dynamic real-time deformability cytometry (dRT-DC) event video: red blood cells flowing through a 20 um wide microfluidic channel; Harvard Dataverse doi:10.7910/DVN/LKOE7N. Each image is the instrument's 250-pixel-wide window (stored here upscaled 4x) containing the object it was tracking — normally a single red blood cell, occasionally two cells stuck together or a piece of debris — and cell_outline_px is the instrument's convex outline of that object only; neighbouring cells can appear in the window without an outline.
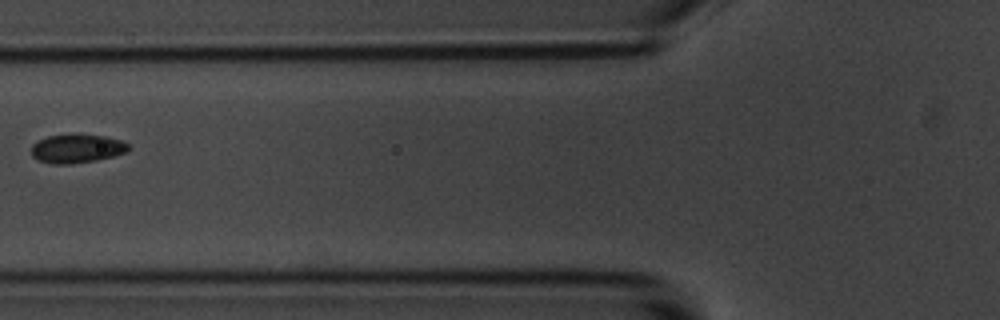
{"species": "common noctule bat (a hibernating species)", "species_latin": "Nyctalus noctula", "temperature_condition": "room temperature", "stored_images_in_passage": 8, "camera_frame_rate_fps": 3000, "um_per_image_px": 0.085, "animal": {"sex": "male", "body_mass_g": 20.1, "forearm_length_mm": 53.5}, "frame": {"image": 1, "passage_image": 4, "time_ms": 3.667, "image_size_px": [1000, 320], "cell_outline_px": [[128, 148], [124, 152], [112, 156], [96, 160], [68, 164], [52, 164], [36, 160], [32, 156], [32, 144], [36, 140], [48, 136], [104, 136], [120, 140], [128, 144]], "centroid_in_image_um": [6.46, 12.66], "position_along_channel_um": 119.3, "area_um2": 15.72}}
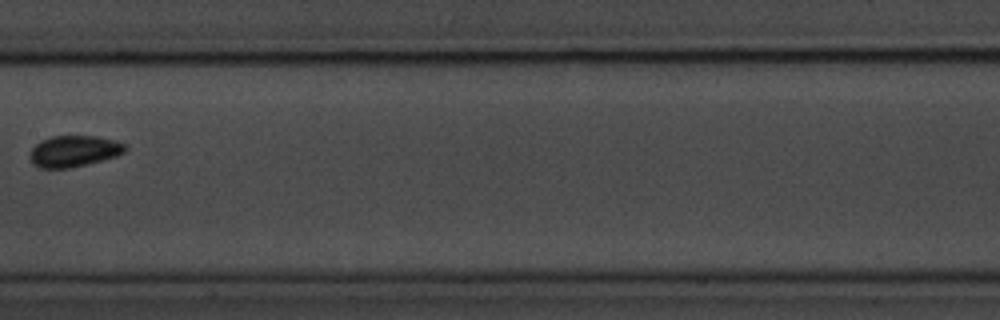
{"frame": {"image": 2, "passage_image": 6, "time_ms": 6.0, "image_size_px": [1000, 320], "cell_outline_px": [[128, 148], [124, 152], [116, 156], [104, 160], [88, 164], [68, 168], [40, 168], [32, 164], [28, 160], [28, 152], [40, 140], [52, 136], [96, 136], [116, 140], [124, 144]], "centroid_in_image_um": [6.24, 12.85], "position_along_channel_um": 201.2, "area_um2": 17.69}}
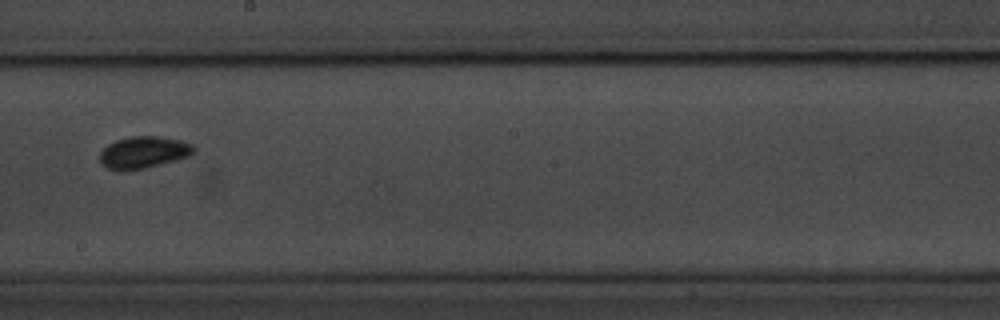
{"frame": {"image": 3, "passage_image": 7, "time_ms": 7.0, "image_size_px": [1000, 320], "cell_outline_px": [[196, 152], [192, 156], [144, 168], [120, 172], [108, 168], [100, 160], [100, 152], [108, 144], [116, 140], [132, 136], [160, 136], [180, 140], [192, 144], [196, 148]], "centroid_in_image_um": [12.24, 12.95], "position_along_channel_um": 236.0, "area_um2": 17.63}}